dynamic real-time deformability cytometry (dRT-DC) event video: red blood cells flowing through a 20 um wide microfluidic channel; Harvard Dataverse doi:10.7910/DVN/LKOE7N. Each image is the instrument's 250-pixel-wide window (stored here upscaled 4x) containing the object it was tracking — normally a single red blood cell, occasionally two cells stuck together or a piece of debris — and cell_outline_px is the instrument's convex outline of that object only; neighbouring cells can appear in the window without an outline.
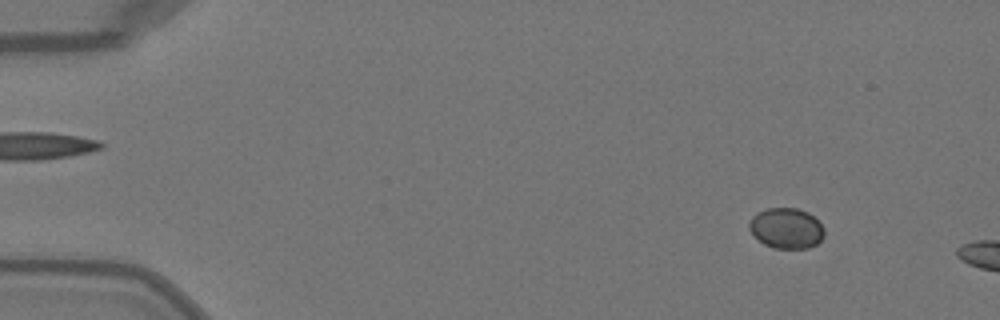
{"species": "Egyptian fruit bat (a non-hibernating species)", "species_latin": "Rousettus aegyptiacus", "temperature_condition": "warm", "stored_images_in_passage": 14, "camera_frame_rate_fps": 3000, "um_per_image_px": 0.085, "animal": {"sex": "female"}, "frame": {"image": 1, "passage_image": 6, "time_ms": 1.667, "image_size_px": [1000, 320], "cell_outline_px": [[824, 236], [816, 244], [808, 248], [772, 248], [764, 244], [748, 228], [748, 224], [752, 216], [768, 208], [796, 208], [808, 212], [824, 228]], "centroid_in_image_um": [66.84, 19.4], "position_along_channel_um": 18.2, "area_um2": 17.51}}